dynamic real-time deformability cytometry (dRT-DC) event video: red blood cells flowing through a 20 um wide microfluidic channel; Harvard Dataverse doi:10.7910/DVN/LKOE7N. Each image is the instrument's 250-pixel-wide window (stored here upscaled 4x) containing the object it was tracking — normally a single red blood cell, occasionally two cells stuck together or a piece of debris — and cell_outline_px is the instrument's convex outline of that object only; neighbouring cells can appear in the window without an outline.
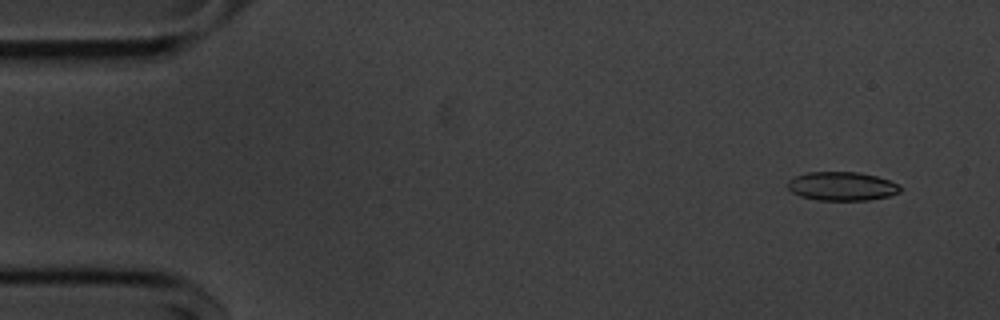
{"species": "common noctule bat (a hibernating species)", "species_latin": "Nyctalus noctula", "temperature_condition": "cold", "stored_images_in_passage": 55, "camera_frame_rate_fps": 3000, "um_per_image_px": 0.085, "animal": {"sex": "male", "body_mass_g": 20.1, "forearm_length_mm": 53.5}, "frame": {"image": 1, "passage_image": 4, "time_ms": 1.0, "image_size_px": [1000, 320], "cell_outline_px": [[900, 192], [888, 196], [868, 200], [816, 200], [800, 196], [792, 192], [788, 188], [788, 180], [796, 176], [808, 172], [860, 172], [876, 176], [888, 180], [896, 184], [900, 188]], "centroid_in_image_um": [71.53, 15.83], "position_along_channel_um": 13.5, "area_um2": 18.73}}
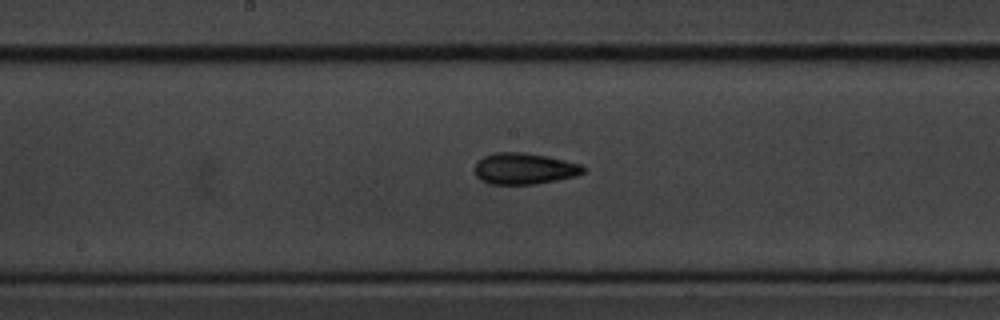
{"frame": {"image": 2, "passage_image": 28, "time_ms": 9.0, "image_size_px": [1000, 320], "cell_outline_px": [[588, 168], [584, 172], [576, 176], [536, 184], [488, 184], [480, 180], [476, 176], [476, 164], [484, 156], [496, 152], [520, 152], [548, 156], [580, 164]], "centroid_in_image_um": [44.59, 14.34], "position_along_channel_um": 203.6, "area_um2": 19.77}}
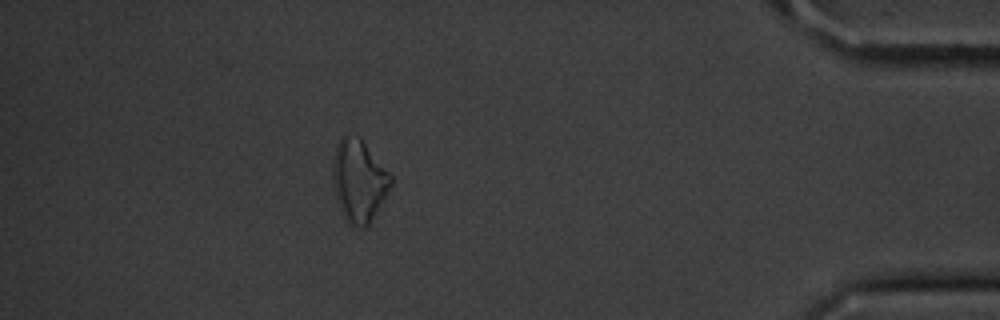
{"frame": {"image": 3, "passage_image": 49, "time_ms": 16.0, "image_size_px": [1000, 320], "cell_outline_px": [[392, 184], [368, 224], [364, 228], [352, 228], [348, 224], [340, 212], [336, 200], [332, 184], [332, 172], [336, 148], [344, 132], [360, 140], [364, 144], [392, 176]], "centroid_in_image_um": [30.46, 15.43], "position_along_channel_um": 404.7, "area_um2": 27.4}, "authors_computed_cell_mechanics": {"area_um2": 19.5364, "velocity_mm_per_s": 3.6572, "shape_relaxation_time_tau1_ms": 3.7026, "shape_relaxation_time_tau2_ms": 4.5215, "deformation_change_tau1": 0.0889, "deformation_change_tau2": 0.1107}}